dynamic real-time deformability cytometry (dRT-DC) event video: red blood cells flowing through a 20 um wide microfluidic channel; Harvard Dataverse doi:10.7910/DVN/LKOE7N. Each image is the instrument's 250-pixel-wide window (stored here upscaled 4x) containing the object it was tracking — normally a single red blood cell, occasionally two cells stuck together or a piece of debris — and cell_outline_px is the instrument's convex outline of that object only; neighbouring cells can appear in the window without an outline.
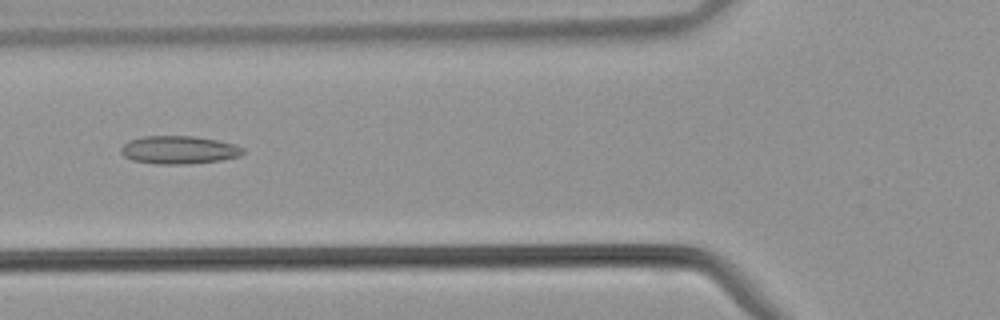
{"species": "common noctule bat (a hibernating species)", "species_latin": "Nyctalus noctula", "temperature_condition": "warm", "stored_images_in_passage": 31, "camera_frame_rate_fps": 3000, "um_per_image_px": 0.085, "animal": {"sex": "male", "body_mass_g": 21.5, "forearm_length_mm": 52.0}, "frame": {"image": 1, "passage_image": 4, "time_ms": 1.0, "image_size_px": [1000, 320], "cell_outline_px": [[244, 152], [240, 156], [220, 160], [188, 164], [156, 164], [132, 160], [124, 156], [120, 152], [120, 148], [128, 140], [144, 136], [192, 136], [216, 140], [236, 144], [244, 148]], "centroid_in_image_um": [15.19, 12.74], "position_along_channel_um": 110.6, "area_um2": 20.0}}
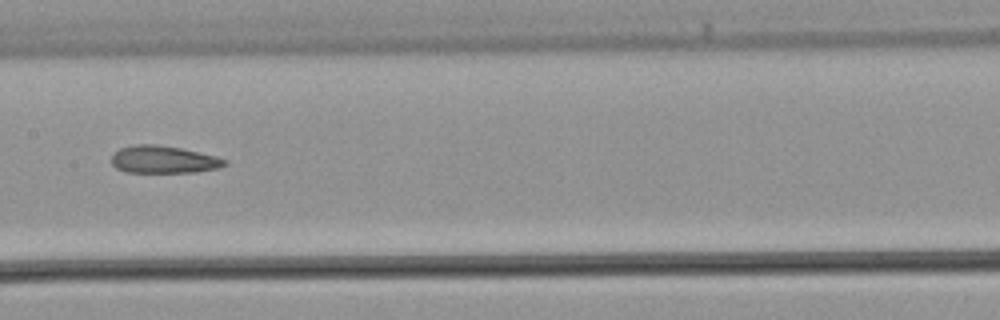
{"frame": {"image": 2, "passage_image": 9, "time_ms": 2.667, "image_size_px": [1000, 320], "cell_outline_px": [[228, 164], [220, 168], [196, 172], [124, 172], [116, 168], [112, 164], [112, 152], [120, 148], [136, 144], [156, 144], [180, 148], [216, 156], [228, 160]], "centroid_in_image_um": [13.9, 13.56], "position_along_channel_um": 193.5, "area_um2": 18.26}}
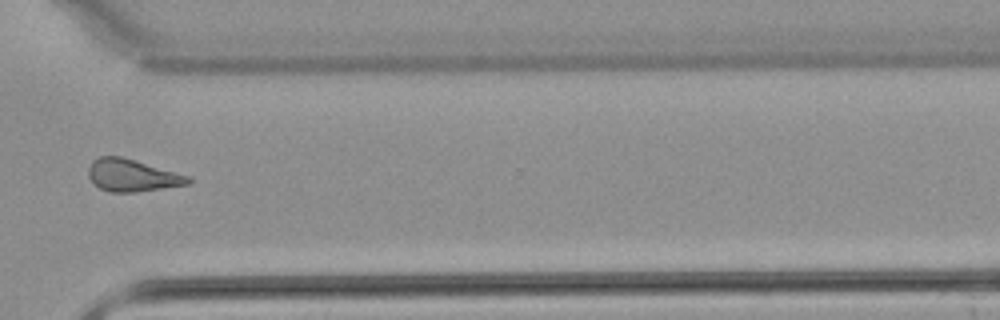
{"frame": {"image": 3, "passage_image": 19, "time_ms": 6.0, "image_size_px": [1000, 320], "cell_outline_px": [[192, 184], [136, 192], [108, 192], [100, 188], [88, 176], [88, 168], [92, 160], [100, 156], [120, 156], [192, 176]], "centroid_in_image_um": [11.28, 14.91], "position_along_channel_um": 359.3, "area_um2": 18.9}}